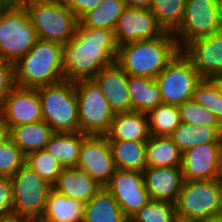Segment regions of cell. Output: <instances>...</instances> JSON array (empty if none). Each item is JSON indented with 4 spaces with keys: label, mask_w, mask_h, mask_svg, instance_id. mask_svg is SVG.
<instances>
[{
    "label": "cell",
    "mask_w": 222,
    "mask_h": 222,
    "mask_svg": "<svg viewBox=\"0 0 222 222\" xmlns=\"http://www.w3.org/2000/svg\"><path fill=\"white\" fill-rule=\"evenodd\" d=\"M27 11L38 39L67 43L75 34L78 19L59 1H16Z\"/></svg>",
    "instance_id": "4"
},
{
    "label": "cell",
    "mask_w": 222,
    "mask_h": 222,
    "mask_svg": "<svg viewBox=\"0 0 222 222\" xmlns=\"http://www.w3.org/2000/svg\"><path fill=\"white\" fill-rule=\"evenodd\" d=\"M203 222H222V215L209 218L208 220H205Z\"/></svg>",
    "instance_id": "46"
},
{
    "label": "cell",
    "mask_w": 222,
    "mask_h": 222,
    "mask_svg": "<svg viewBox=\"0 0 222 222\" xmlns=\"http://www.w3.org/2000/svg\"><path fill=\"white\" fill-rule=\"evenodd\" d=\"M0 118L7 131L17 125L42 120L41 103L36 88L15 86L0 101Z\"/></svg>",
    "instance_id": "13"
},
{
    "label": "cell",
    "mask_w": 222,
    "mask_h": 222,
    "mask_svg": "<svg viewBox=\"0 0 222 222\" xmlns=\"http://www.w3.org/2000/svg\"><path fill=\"white\" fill-rule=\"evenodd\" d=\"M182 51L202 78L222 76V29L194 39Z\"/></svg>",
    "instance_id": "17"
},
{
    "label": "cell",
    "mask_w": 222,
    "mask_h": 222,
    "mask_svg": "<svg viewBox=\"0 0 222 222\" xmlns=\"http://www.w3.org/2000/svg\"><path fill=\"white\" fill-rule=\"evenodd\" d=\"M212 79L216 82V84H217V86H218V88H219V90L222 94V76H217V77H214Z\"/></svg>",
    "instance_id": "45"
},
{
    "label": "cell",
    "mask_w": 222,
    "mask_h": 222,
    "mask_svg": "<svg viewBox=\"0 0 222 222\" xmlns=\"http://www.w3.org/2000/svg\"><path fill=\"white\" fill-rule=\"evenodd\" d=\"M175 204L150 200L129 222H174Z\"/></svg>",
    "instance_id": "35"
},
{
    "label": "cell",
    "mask_w": 222,
    "mask_h": 222,
    "mask_svg": "<svg viewBox=\"0 0 222 222\" xmlns=\"http://www.w3.org/2000/svg\"><path fill=\"white\" fill-rule=\"evenodd\" d=\"M169 137L183 153L198 145L222 143V127L195 126L191 123L181 122Z\"/></svg>",
    "instance_id": "24"
},
{
    "label": "cell",
    "mask_w": 222,
    "mask_h": 222,
    "mask_svg": "<svg viewBox=\"0 0 222 222\" xmlns=\"http://www.w3.org/2000/svg\"><path fill=\"white\" fill-rule=\"evenodd\" d=\"M7 135V129L5 125L2 123V120L0 118V142L5 138Z\"/></svg>",
    "instance_id": "43"
},
{
    "label": "cell",
    "mask_w": 222,
    "mask_h": 222,
    "mask_svg": "<svg viewBox=\"0 0 222 222\" xmlns=\"http://www.w3.org/2000/svg\"><path fill=\"white\" fill-rule=\"evenodd\" d=\"M15 85L38 88L62 81L63 45L38 39L32 49L14 64Z\"/></svg>",
    "instance_id": "3"
},
{
    "label": "cell",
    "mask_w": 222,
    "mask_h": 222,
    "mask_svg": "<svg viewBox=\"0 0 222 222\" xmlns=\"http://www.w3.org/2000/svg\"><path fill=\"white\" fill-rule=\"evenodd\" d=\"M180 51L173 33L119 47L116 63L128 76L155 79Z\"/></svg>",
    "instance_id": "2"
},
{
    "label": "cell",
    "mask_w": 222,
    "mask_h": 222,
    "mask_svg": "<svg viewBox=\"0 0 222 222\" xmlns=\"http://www.w3.org/2000/svg\"><path fill=\"white\" fill-rule=\"evenodd\" d=\"M85 203L51 189L42 214L55 222H84Z\"/></svg>",
    "instance_id": "26"
},
{
    "label": "cell",
    "mask_w": 222,
    "mask_h": 222,
    "mask_svg": "<svg viewBox=\"0 0 222 222\" xmlns=\"http://www.w3.org/2000/svg\"><path fill=\"white\" fill-rule=\"evenodd\" d=\"M15 1H44V2H47V1H59V0H15Z\"/></svg>",
    "instance_id": "50"
},
{
    "label": "cell",
    "mask_w": 222,
    "mask_h": 222,
    "mask_svg": "<svg viewBox=\"0 0 222 222\" xmlns=\"http://www.w3.org/2000/svg\"><path fill=\"white\" fill-rule=\"evenodd\" d=\"M117 169L143 172L147 167V142L109 141Z\"/></svg>",
    "instance_id": "28"
},
{
    "label": "cell",
    "mask_w": 222,
    "mask_h": 222,
    "mask_svg": "<svg viewBox=\"0 0 222 222\" xmlns=\"http://www.w3.org/2000/svg\"><path fill=\"white\" fill-rule=\"evenodd\" d=\"M87 136L81 131L54 133L44 150L56 159L63 168L76 167L80 146Z\"/></svg>",
    "instance_id": "23"
},
{
    "label": "cell",
    "mask_w": 222,
    "mask_h": 222,
    "mask_svg": "<svg viewBox=\"0 0 222 222\" xmlns=\"http://www.w3.org/2000/svg\"><path fill=\"white\" fill-rule=\"evenodd\" d=\"M93 79L114 113L130 112L128 75L116 62L103 68Z\"/></svg>",
    "instance_id": "19"
},
{
    "label": "cell",
    "mask_w": 222,
    "mask_h": 222,
    "mask_svg": "<svg viewBox=\"0 0 222 222\" xmlns=\"http://www.w3.org/2000/svg\"><path fill=\"white\" fill-rule=\"evenodd\" d=\"M186 0H152L150 10L165 32L174 33L185 13Z\"/></svg>",
    "instance_id": "32"
},
{
    "label": "cell",
    "mask_w": 222,
    "mask_h": 222,
    "mask_svg": "<svg viewBox=\"0 0 222 222\" xmlns=\"http://www.w3.org/2000/svg\"><path fill=\"white\" fill-rule=\"evenodd\" d=\"M118 46L154 39L166 32L150 9L126 7L114 28Z\"/></svg>",
    "instance_id": "16"
},
{
    "label": "cell",
    "mask_w": 222,
    "mask_h": 222,
    "mask_svg": "<svg viewBox=\"0 0 222 222\" xmlns=\"http://www.w3.org/2000/svg\"><path fill=\"white\" fill-rule=\"evenodd\" d=\"M151 136L169 137L181 124L178 106L161 103L147 113Z\"/></svg>",
    "instance_id": "31"
},
{
    "label": "cell",
    "mask_w": 222,
    "mask_h": 222,
    "mask_svg": "<svg viewBox=\"0 0 222 222\" xmlns=\"http://www.w3.org/2000/svg\"><path fill=\"white\" fill-rule=\"evenodd\" d=\"M84 222H129L122 209L106 189L102 188L92 199L85 203Z\"/></svg>",
    "instance_id": "27"
},
{
    "label": "cell",
    "mask_w": 222,
    "mask_h": 222,
    "mask_svg": "<svg viewBox=\"0 0 222 222\" xmlns=\"http://www.w3.org/2000/svg\"><path fill=\"white\" fill-rule=\"evenodd\" d=\"M31 222H55L46 218H43L42 216L37 217L35 219H33Z\"/></svg>",
    "instance_id": "47"
},
{
    "label": "cell",
    "mask_w": 222,
    "mask_h": 222,
    "mask_svg": "<svg viewBox=\"0 0 222 222\" xmlns=\"http://www.w3.org/2000/svg\"><path fill=\"white\" fill-rule=\"evenodd\" d=\"M142 173L151 200L175 204L185 181L181 167H146Z\"/></svg>",
    "instance_id": "18"
},
{
    "label": "cell",
    "mask_w": 222,
    "mask_h": 222,
    "mask_svg": "<svg viewBox=\"0 0 222 222\" xmlns=\"http://www.w3.org/2000/svg\"><path fill=\"white\" fill-rule=\"evenodd\" d=\"M103 187L77 167L63 168L52 189L83 203L92 199Z\"/></svg>",
    "instance_id": "20"
},
{
    "label": "cell",
    "mask_w": 222,
    "mask_h": 222,
    "mask_svg": "<svg viewBox=\"0 0 222 222\" xmlns=\"http://www.w3.org/2000/svg\"><path fill=\"white\" fill-rule=\"evenodd\" d=\"M217 3H218V7L220 9V13H221V16H222V0H216Z\"/></svg>",
    "instance_id": "49"
},
{
    "label": "cell",
    "mask_w": 222,
    "mask_h": 222,
    "mask_svg": "<svg viewBox=\"0 0 222 222\" xmlns=\"http://www.w3.org/2000/svg\"><path fill=\"white\" fill-rule=\"evenodd\" d=\"M15 0H0V21L5 12L15 3Z\"/></svg>",
    "instance_id": "42"
},
{
    "label": "cell",
    "mask_w": 222,
    "mask_h": 222,
    "mask_svg": "<svg viewBox=\"0 0 222 222\" xmlns=\"http://www.w3.org/2000/svg\"><path fill=\"white\" fill-rule=\"evenodd\" d=\"M78 106L79 131L86 135L104 136L115 113L94 79L74 82Z\"/></svg>",
    "instance_id": "7"
},
{
    "label": "cell",
    "mask_w": 222,
    "mask_h": 222,
    "mask_svg": "<svg viewBox=\"0 0 222 222\" xmlns=\"http://www.w3.org/2000/svg\"><path fill=\"white\" fill-rule=\"evenodd\" d=\"M147 167H181L182 152L170 137L150 136L146 145Z\"/></svg>",
    "instance_id": "29"
},
{
    "label": "cell",
    "mask_w": 222,
    "mask_h": 222,
    "mask_svg": "<svg viewBox=\"0 0 222 222\" xmlns=\"http://www.w3.org/2000/svg\"><path fill=\"white\" fill-rule=\"evenodd\" d=\"M192 99L211 111L222 124V94L213 79L202 78L195 88Z\"/></svg>",
    "instance_id": "33"
},
{
    "label": "cell",
    "mask_w": 222,
    "mask_h": 222,
    "mask_svg": "<svg viewBox=\"0 0 222 222\" xmlns=\"http://www.w3.org/2000/svg\"><path fill=\"white\" fill-rule=\"evenodd\" d=\"M25 164L51 186L56 182L63 169L61 164L44 149L27 155Z\"/></svg>",
    "instance_id": "34"
},
{
    "label": "cell",
    "mask_w": 222,
    "mask_h": 222,
    "mask_svg": "<svg viewBox=\"0 0 222 222\" xmlns=\"http://www.w3.org/2000/svg\"><path fill=\"white\" fill-rule=\"evenodd\" d=\"M76 167L104 187L117 170L107 138L88 135L80 146Z\"/></svg>",
    "instance_id": "14"
},
{
    "label": "cell",
    "mask_w": 222,
    "mask_h": 222,
    "mask_svg": "<svg viewBox=\"0 0 222 222\" xmlns=\"http://www.w3.org/2000/svg\"><path fill=\"white\" fill-rule=\"evenodd\" d=\"M174 222H200V221L190 220V219H182V218L176 217L174 219Z\"/></svg>",
    "instance_id": "48"
},
{
    "label": "cell",
    "mask_w": 222,
    "mask_h": 222,
    "mask_svg": "<svg viewBox=\"0 0 222 222\" xmlns=\"http://www.w3.org/2000/svg\"><path fill=\"white\" fill-rule=\"evenodd\" d=\"M202 77L191 60L180 50L166 68L155 78L162 103L179 106L193 98Z\"/></svg>",
    "instance_id": "10"
},
{
    "label": "cell",
    "mask_w": 222,
    "mask_h": 222,
    "mask_svg": "<svg viewBox=\"0 0 222 222\" xmlns=\"http://www.w3.org/2000/svg\"><path fill=\"white\" fill-rule=\"evenodd\" d=\"M125 8L124 0H102L96 8L86 12L78 19L77 27L114 30L118 18Z\"/></svg>",
    "instance_id": "30"
},
{
    "label": "cell",
    "mask_w": 222,
    "mask_h": 222,
    "mask_svg": "<svg viewBox=\"0 0 222 222\" xmlns=\"http://www.w3.org/2000/svg\"><path fill=\"white\" fill-rule=\"evenodd\" d=\"M104 188L113 195L128 221L151 200L140 171L117 169Z\"/></svg>",
    "instance_id": "12"
},
{
    "label": "cell",
    "mask_w": 222,
    "mask_h": 222,
    "mask_svg": "<svg viewBox=\"0 0 222 222\" xmlns=\"http://www.w3.org/2000/svg\"><path fill=\"white\" fill-rule=\"evenodd\" d=\"M221 29L222 16L216 0H186L183 20L173 35L182 50L194 39Z\"/></svg>",
    "instance_id": "11"
},
{
    "label": "cell",
    "mask_w": 222,
    "mask_h": 222,
    "mask_svg": "<svg viewBox=\"0 0 222 222\" xmlns=\"http://www.w3.org/2000/svg\"><path fill=\"white\" fill-rule=\"evenodd\" d=\"M53 134L51 127L43 120L17 125L7 131V135L25 156L45 149Z\"/></svg>",
    "instance_id": "22"
},
{
    "label": "cell",
    "mask_w": 222,
    "mask_h": 222,
    "mask_svg": "<svg viewBox=\"0 0 222 222\" xmlns=\"http://www.w3.org/2000/svg\"><path fill=\"white\" fill-rule=\"evenodd\" d=\"M38 40L24 7L14 3L0 21V58L15 64Z\"/></svg>",
    "instance_id": "8"
},
{
    "label": "cell",
    "mask_w": 222,
    "mask_h": 222,
    "mask_svg": "<svg viewBox=\"0 0 222 222\" xmlns=\"http://www.w3.org/2000/svg\"><path fill=\"white\" fill-rule=\"evenodd\" d=\"M175 210L176 217L200 222L222 215V179L185 180Z\"/></svg>",
    "instance_id": "6"
},
{
    "label": "cell",
    "mask_w": 222,
    "mask_h": 222,
    "mask_svg": "<svg viewBox=\"0 0 222 222\" xmlns=\"http://www.w3.org/2000/svg\"><path fill=\"white\" fill-rule=\"evenodd\" d=\"M26 162V156L6 135L0 142V176L12 177Z\"/></svg>",
    "instance_id": "36"
},
{
    "label": "cell",
    "mask_w": 222,
    "mask_h": 222,
    "mask_svg": "<svg viewBox=\"0 0 222 222\" xmlns=\"http://www.w3.org/2000/svg\"><path fill=\"white\" fill-rule=\"evenodd\" d=\"M104 136L108 141L147 142L151 136L147 114L137 111L115 113Z\"/></svg>",
    "instance_id": "21"
},
{
    "label": "cell",
    "mask_w": 222,
    "mask_h": 222,
    "mask_svg": "<svg viewBox=\"0 0 222 222\" xmlns=\"http://www.w3.org/2000/svg\"><path fill=\"white\" fill-rule=\"evenodd\" d=\"M42 110V120L54 133L79 131L78 106L74 82H60L36 88Z\"/></svg>",
    "instance_id": "5"
},
{
    "label": "cell",
    "mask_w": 222,
    "mask_h": 222,
    "mask_svg": "<svg viewBox=\"0 0 222 222\" xmlns=\"http://www.w3.org/2000/svg\"><path fill=\"white\" fill-rule=\"evenodd\" d=\"M184 180L222 179V143H206L182 153Z\"/></svg>",
    "instance_id": "15"
},
{
    "label": "cell",
    "mask_w": 222,
    "mask_h": 222,
    "mask_svg": "<svg viewBox=\"0 0 222 222\" xmlns=\"http://www.w3.org/2000/svg\"><path fill=\"white\" fill-rule=\"evenodd\" d=\"M12 214L31 222L42 216L52 186L24 164L12 177Z\"/></svg>",
    "instance_id": "9"
},
{
    "label": "cell",
    "mask_w": 222,
    "mask_h": 222,
    "mask_svg": "<svg viewBox=\"0 0 222 222\" xmlns=\"http://www.w3.org/2000/svg\"><path fill=\"white\" fill-rule=\"evenodd\" d=\"M126 7L150 9L152 0H124Z\"/></svg>",
    "instance_id": "41"
},
{
    "label": "cell",
    "mask_w": 222,
    "mask_h": 222,
    "mask_svg": "<svg viewBox=\"0 0 222 222\" xmlns=\"http://www.w3.org/2000/svg\"><path fill=\"white\" fill-rule=\"evenodd\" d=\"M15 86L14 64L0 58V101Z\"/></svg>",
    "instance_id": "39"
},
{
    "label": "cell",
    "mask_w": 222,
    "mask_h": 222,
    "mask_svg": "<svg viewBox=\"0 0 222 222\" xmlns=\"http://www.w3.org/2000/svg\"><path fill=\"white\" fill-rule=\"evenodd\" d=\"M181 122L191 123L195 126L222 127L215 115L198 104L194 99H189L178 106Z\"/></svg>",
    "instance_id": "37"
},
{
    "label": "cell",
    "mask_w": 222,
    "mask_h": 222,
    "mask_svg": "<svg viewBox=\"0 0 222 222\" xmlns=\"http://www.w3.org/2000/svg\"><path fill=\"white\" fill-rule=\"evenodd\" d=\"M13 189L11 177L0 176V220L13 217Z\"/></svg>",
    "instance_id": "38"
},
{
    "label": "cell",
    "mask_w": 222,
    "mask_h": 222,
    "mask_svg": "<svg viewBox=\"0 0 222 222\" xmlns=\"http://www.w3.org/2000/svg\"><path fill=\"white\" fill-rule=\"evenodd\" d=\"M79 19L86 12L96 8L102 0H62Z\"/></svg>",
    "instance_id": "40"
},
{
    "label": "cell",
    "mask_w": 222,
    "mask_h": 222,
    "mask_svg": "<svg viewBox=\"0 0 222 222\" xmlns=\"http://www.w3.org/2000/svg\"><path fill=\"white\" fill-rule=\"evenodd\" d=\"M130 111L148 113L162 103L160 88L155 79L128 76Z\"/></svg>",
    "instance_id": "25"
},
{
    "label": "cell",
    "mask_w": 222,
    "mask_h": 222,
    "mask_svg": "<svg viewBox=\"0 0 222 222\" xmlns=\"http://www.w3.org/2000/svg\"><path fill=\"white\" fill-rule=\"evenodd\" d=\"M0 222H29V221L13 216V217L5 219V220H0Z\"/></svg>",
    "instance_id": "44"
},
{
    "label": "cell",
    "mask_w": 222,
    "mask_h": 222,
    "mask_svg": "<svg viewBox=\"0 0 222 222\" xmlns=\"http://www.w3.org/2000/svg\"><path fill=\"white\" fill-rule=\"evenodd\" d=\"M118 49L114 30L76 27L74 36L63 45V78L72 82L93 79L116 62Z\"/></svg>",
    "instance_id": "1"
}]
</instances>
